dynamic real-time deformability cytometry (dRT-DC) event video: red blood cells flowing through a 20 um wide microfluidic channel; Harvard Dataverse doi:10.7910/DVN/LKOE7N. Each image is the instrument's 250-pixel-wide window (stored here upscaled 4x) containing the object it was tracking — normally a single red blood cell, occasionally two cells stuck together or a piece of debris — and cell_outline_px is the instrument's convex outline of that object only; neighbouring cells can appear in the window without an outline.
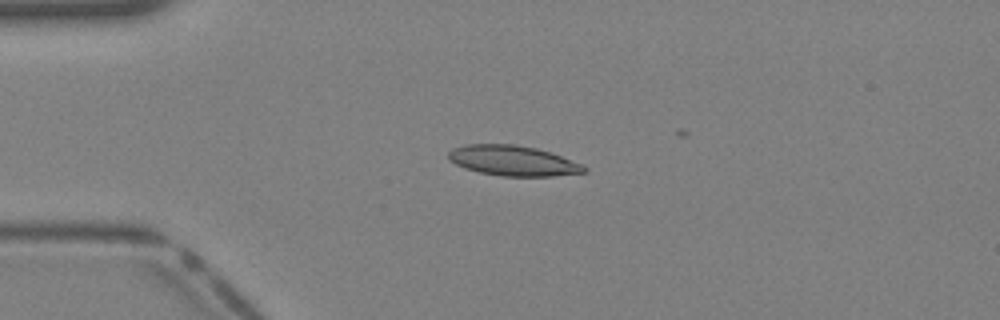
{"species": "Egyptian fruit bat (a non-hibernating species)", "species_latin": "Rousettus aegyptiacus", "temperature_condition": "warm", "stored_images_in_passage": 13, "camera_frame_rate_fps": 3000, "um_per_image_px": 0.085, "animal": {"sex": "female"}, "frame": {"image": 1, "passage_image": 10, "time_ms": 3.0, "image_size_px": [1000, 320], "cell_outline_px": [[588, 172], [552, 176], [500, 176], [480, 172], [464, 168], [448, 160], [448, 152], [452, 148], [464, 144], [516, 144], [536, 148], [552, 152], [580, 164], [588, 168]], "centroid_in_image_um": [43.58, 13.65], "position_along_channel_um": 41.4, "area_um2": 24.04}}